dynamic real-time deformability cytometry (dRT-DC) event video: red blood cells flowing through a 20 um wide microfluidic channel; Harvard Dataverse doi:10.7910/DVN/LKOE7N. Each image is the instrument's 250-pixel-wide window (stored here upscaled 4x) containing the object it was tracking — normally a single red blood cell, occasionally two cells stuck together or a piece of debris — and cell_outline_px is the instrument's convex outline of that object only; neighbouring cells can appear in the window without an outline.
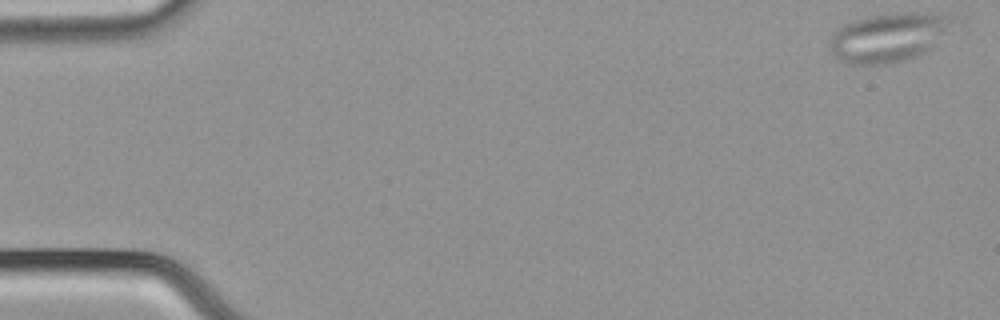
{"species": "common noctule bat (a hibernating species)", "species_latin": "Nyctalus noctula", "temperature_condition": "cold", "stored_images_in_passage": 37, "camera_frame_rate_fps": 3000, "um_per_image_px": 0.085, "animal": {"sex": "male", "body_mass_g": 21.5, "forearm_length_mm": 52.0}, "frame": {"image": 1, "passage_image": 1, "time_ms": 0.0, "image_size_px": [1000, 320], "cell_outline_px": [[944, 32], [924, 52], [916, 56], [888, 64], [844, 64], [832, 52], [828, 44], [836, 28], [844, 24], [868, 16], [892, 12], [916, 12], [940, 16]], "centroid_in_image_um": [75.27, 3.21], "position_along_channel_um": 9.7, "area_um2": 33.41}}